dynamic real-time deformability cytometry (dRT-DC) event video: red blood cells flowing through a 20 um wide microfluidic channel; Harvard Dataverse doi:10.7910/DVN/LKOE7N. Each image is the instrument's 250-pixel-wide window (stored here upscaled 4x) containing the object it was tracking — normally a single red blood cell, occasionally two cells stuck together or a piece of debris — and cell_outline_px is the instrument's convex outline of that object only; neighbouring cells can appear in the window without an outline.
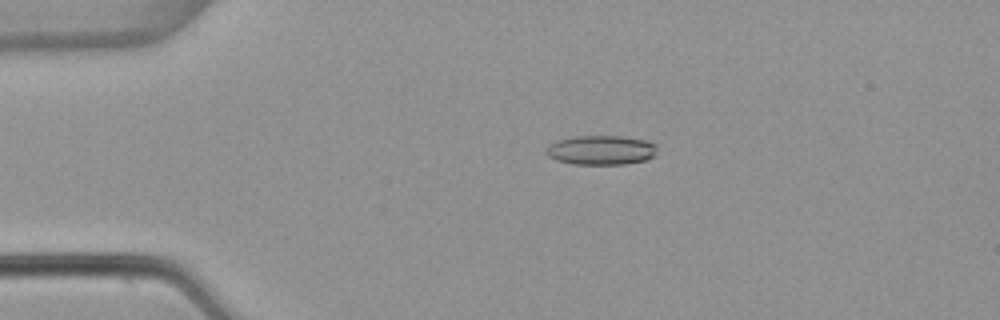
{"species": "common noctule bat (a hibernating species)", "species_latin": "Nyctalus noctula", "temperature_condition": "warm", "stored_images_in_passage": 52, "camera_frame_rate_fps": 3000, "um_per_image_px": 0.085, "animal": {"sex": "female", "body_mass_g": 22.7, "forearm_length_mm": 54.2}, "frame": {"image": 1, "passage_image": 10, "time_ms": 3.0, "image_size_px": [1000, 320], "cell_outline_px": [[656, 156], [648, 160], [624, 164], [572, 164], [556, 160], [548, 156], [544, 152], [544, 148], [548, 144], [556, 140], [576, 136], [620, 136], [648, 140], [656, 144]], "centroid_in_image_um": [51.08, 12.76], "position_along_channel_um": 33.9, "area_um2": 19.42}}
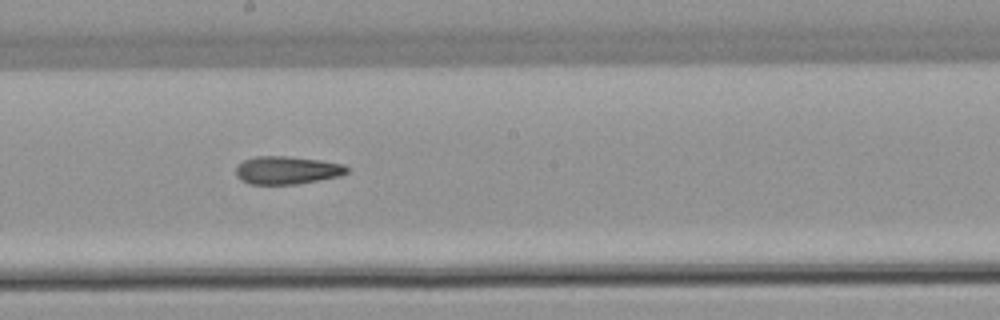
{"frame": {"image": 2, "passage_image": 28, "time_ms": 9.0, "image_size_px": [1000, 320], "cell_outline_px": [[348, 172], [340, 176], [296, 184], [252, 184], [240, 180], [236, 176], [236, 168], [244, 160], [256, 156], [288, 156], [320, 160], [344, 164], [348, 168]], "centroid_in_image_um": [24.4, 14.46], "position_along_channel_um": 223.8, "area_um2": 18.03}}
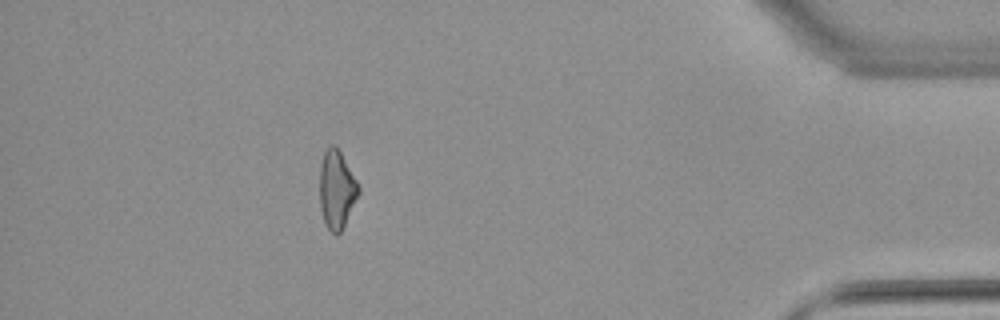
{"frame": {"image": 3, "passage_image": 46, "time_ms": 15.0, "image_size_px": [1000, 320], "cell_outline_px": [[360, 192], [340, 232], [336, 236], [328, 228], [324, 220], [320, 208], [320, 164], [324, 152], [332, 144], [340, 152], [360, 184]], "centroid_in_image_um": [28.62, 16.1], "position_along_channel_um": 406.6, "area_um2": 17.51}, "authors_computed_cell_mechanics": {"area_um2": 18.6405, "velocity_mm_per_s": 3.8937, "shape_relaxation_time_tau1_ms": null, "shape_relaxation_time_tau2_ms": 6.1642, "deformation_change_tau1": null, "deformation_change_tau2": 0.1737}}